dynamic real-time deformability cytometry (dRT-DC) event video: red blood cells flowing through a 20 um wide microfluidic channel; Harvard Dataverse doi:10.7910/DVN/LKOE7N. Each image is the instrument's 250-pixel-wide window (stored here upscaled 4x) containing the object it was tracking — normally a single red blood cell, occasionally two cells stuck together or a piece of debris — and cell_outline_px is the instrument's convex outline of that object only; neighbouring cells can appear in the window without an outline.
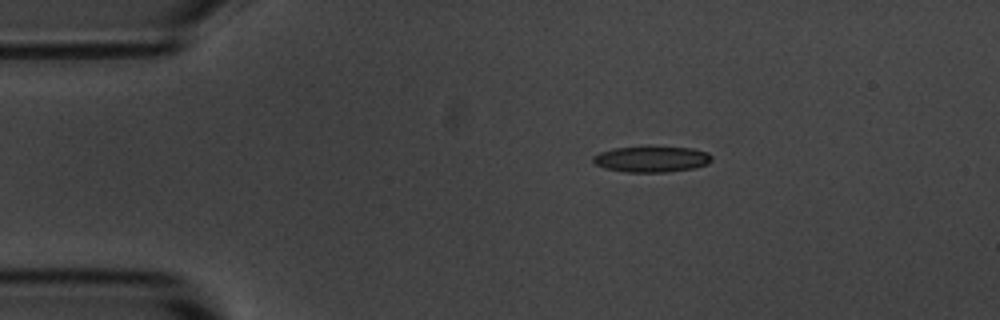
{"species": "common noctule bat (a hibernating species)", "species_latin": "Nyctalus noctula", "temperature_condition": "room temperature", "stored_images_in_passage": 3, "camera_frame_rate_fps": 3000, "um_per_image_px": 0.085, "animal": {"sex": "male", "body_mass_g": 20.1, "forearm_length_mm": 53.5}, "frame": {"image": 1, "passage_image": 1, "time_ms": 0.0, "image_size_px": [1000, 320], "cell_outline_px": [[712, 160], [708, 164], [692, 168], [664, 172], [628, 172], [604, 168], [596, 164], [592, 160], [592, 156], [600, 152], [612, 148], [648, 144], [692, 148], [708, 152], [712, 156]], "centroid_in_image_um": [55.38, 13.47], "position_along_channel_um": 29.6, "area_um2": 18.67}}